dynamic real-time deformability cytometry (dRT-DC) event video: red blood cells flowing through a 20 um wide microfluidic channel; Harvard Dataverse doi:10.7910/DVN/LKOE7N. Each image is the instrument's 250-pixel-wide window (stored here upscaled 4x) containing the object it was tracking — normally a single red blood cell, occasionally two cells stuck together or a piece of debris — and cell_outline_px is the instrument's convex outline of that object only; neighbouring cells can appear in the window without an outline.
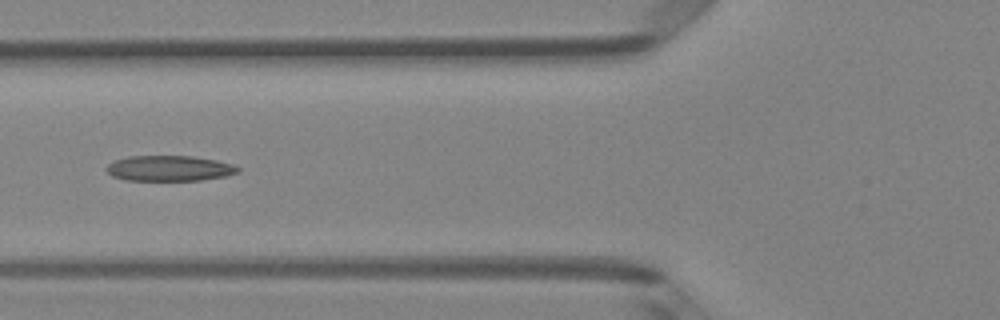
{"species": "Egyptian fruit bat (a non-hibernating species)", "species_latin": "Rousettus aegyptiacus", "temperature_condition": "room temperature", "stored_images_in_passage": 4, "camera_frame_rate_fps": 3000, "um_per_image_px": 0.085, "animal": {"sex": "female"}, "frame": {"image": 1, "passage_image": 4, "time_ms": 1.0, "image_size_px": [1000, 320], "cell_outline_px": [[240, 172], [228, 176], [200, 180], [124, 180], [112, 176], [104, 168], [112, 160], [128, 156], [192, 156], [216, 160], [236, 164], [240, 168]], "centroid_in_image_um": [14.41, 14.3], "position_along_channel_um": 111.4, "area_um2": 19.83}}